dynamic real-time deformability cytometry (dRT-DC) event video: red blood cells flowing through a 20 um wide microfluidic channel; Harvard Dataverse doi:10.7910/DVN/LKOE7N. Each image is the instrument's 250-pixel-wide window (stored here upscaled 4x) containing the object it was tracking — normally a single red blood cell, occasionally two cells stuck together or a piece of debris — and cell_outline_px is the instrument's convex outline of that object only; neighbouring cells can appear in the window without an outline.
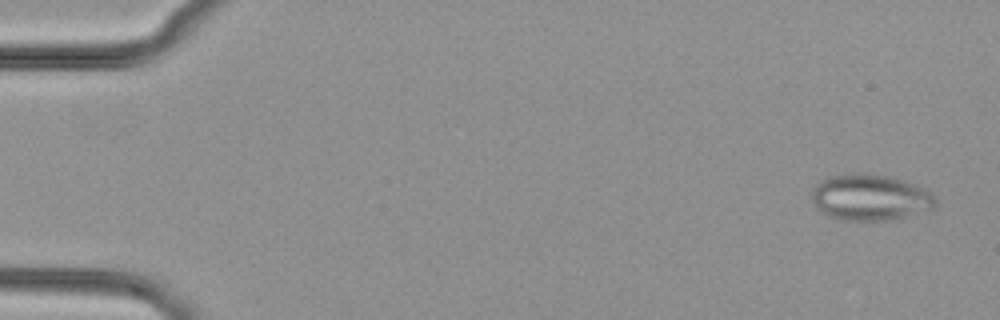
{"species": "common noctule bat (a hibernating species)", "species_latin": "Nyctalus noctula", "temperature_condition": "cold", "stored_images_in_passage": 16, "camera_frame_rate_fps": 3000, "um_per_image_px": 0.085, "animal": {"sex": "female", "body_mass_g": 29.2, "forearm_length_mm": 56.3}, "frame": {"image": 1, "passage_image": 3, "time_ms": 0.667, "image_size_px": [1000, 320], "cell_outline_px": [[936, 204], [932, 208], [892, 220], [844, 220], [832, 216], [816, 208], [812, 200], [812, 192], [816, 184], [820, 180], [828, 176], [852, 172], [856, 172], [888, 176], [916, 184], [932, 192], [936, 196]], "centroid_in_image_um": [73.96, 16.75], "position_along_channel_um": 11.0, "area_um2": 33.29}}